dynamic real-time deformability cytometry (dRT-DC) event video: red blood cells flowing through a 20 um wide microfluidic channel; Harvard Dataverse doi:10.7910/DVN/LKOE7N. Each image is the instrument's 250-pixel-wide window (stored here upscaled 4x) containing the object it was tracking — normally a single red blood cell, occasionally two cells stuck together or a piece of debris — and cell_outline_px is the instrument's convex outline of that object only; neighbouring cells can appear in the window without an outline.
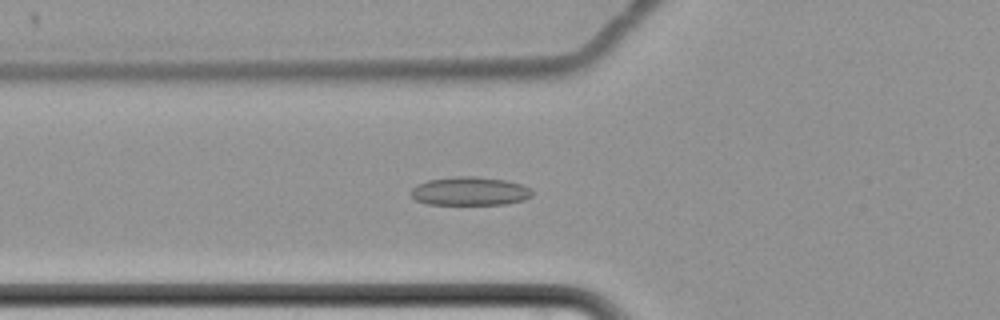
{"species": "common noctule bat (a hibernating species)", "species_latin": "Nyctalus noctula", "temperature_condition": "cold", "stored_images_in_passage": 36, "camera_frame_rate_fps": 3000, "um_per_image_px": 0.085, "animal": {"sex": "female", "body_mass_g": 22.7, "forearm_length_mm": 54.2}, "frame": {"image": 1, "passage_image": 15, "time_ms": 4.667, "image_size_px": [1000, 320], "cell_outline_px": [[532, 196], [524, 200], [504, 204], [428, 204], [416, 200], [412, 196], [412, 188], [416, 184], [428, 180], [456, 176], [476, 176], [504, 180], [520, 184], [528, 188], [532, 192]], "centroid_in_image_um": [39.92, 16.25], "position_along_channel_um": 85.9, "area_um2": 20.0}}
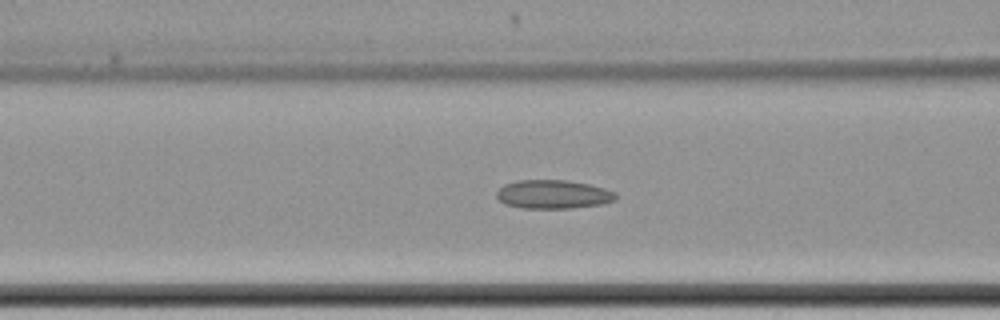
{"frame": {"image": 2, "passage_image": 18, "time_ms": 5.667, "image_size_px": [1000, 320], "cell_outline_px": [[616, 200], [604, 204], [572, 208], [520, 208], [504, 204], [496, 196], [496, 192], [504, 184], [520, 180], [568, 180], [588, 184], [604, 188], [616, 192]], "centroid_in_image_um": [47.03, 16.52], "position_along_channel_um": 119.6, "area_um2": 20.06}}